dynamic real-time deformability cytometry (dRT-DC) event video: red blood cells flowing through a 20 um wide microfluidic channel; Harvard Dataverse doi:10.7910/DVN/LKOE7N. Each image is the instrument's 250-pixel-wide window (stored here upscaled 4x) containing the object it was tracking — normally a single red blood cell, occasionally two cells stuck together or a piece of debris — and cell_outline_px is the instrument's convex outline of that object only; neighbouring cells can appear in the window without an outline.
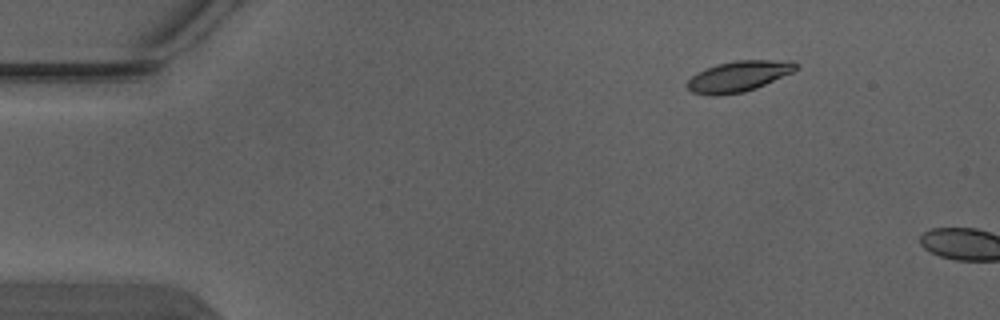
{"species": "Egyptian fruit bat (a non-hibernating species)", "species_latin": "Rousettus aegyptiacus", "temperature_condition": "warm", "stored_images_in_passage": 3, "camera_frame_rate_fps": 3000, "um_per_image_px": 0.085, "animal": {"sex": "male"}, "frame": {"image": 1, "passage_image": 2, "time_ms": 0.333, "image_size_px": [1000, 320], "cell_outline_px": [[800, 68], [792, 72], [756, 88], [744, 92], [716, 96], [692, 92], [684, 84], [696, 72], [704, 68], [716, 64], [736, 60], [792, 60], [800, 64]], "centroid_in_image_um": [62.79, 6.47], "position_along_channel_um": 22.2, "area_um2": 19.71}}